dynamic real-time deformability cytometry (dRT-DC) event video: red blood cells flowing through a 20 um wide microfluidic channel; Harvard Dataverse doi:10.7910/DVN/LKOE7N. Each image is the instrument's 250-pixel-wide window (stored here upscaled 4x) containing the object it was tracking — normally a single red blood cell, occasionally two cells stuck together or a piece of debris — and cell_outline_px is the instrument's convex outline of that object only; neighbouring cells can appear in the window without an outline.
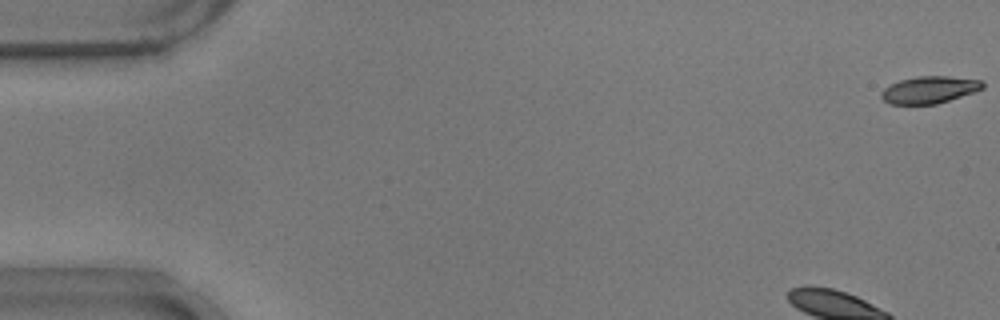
{"species": "common noctule bat (a hibernating species)", "species_latin": "Nyctalus noctula", "temperature_condition": "warm", "stored_images_in_passage": 53, "camera_frame_rate_fps": 3000, "um_per_image_px": 0.085, "animal": {"sex": "male", "body_mass_g": 17.9}, "frame": {"image": 1, "passage_image": 1, "time_ms": 0.0, "image_size_px": [1000, 320], "cell_outline_px": [[984, 88], [976, 92], [936, 104], [888, 104], [880, 96], [880, 92], [884, 88], [900, 80], [916, 76], [948, 76], [980, 80], [984, 84]], "centroid_in_image_um": [79.0, 7.63], "position_along_channel_um": 6.0, "area_um2": 16.07}}
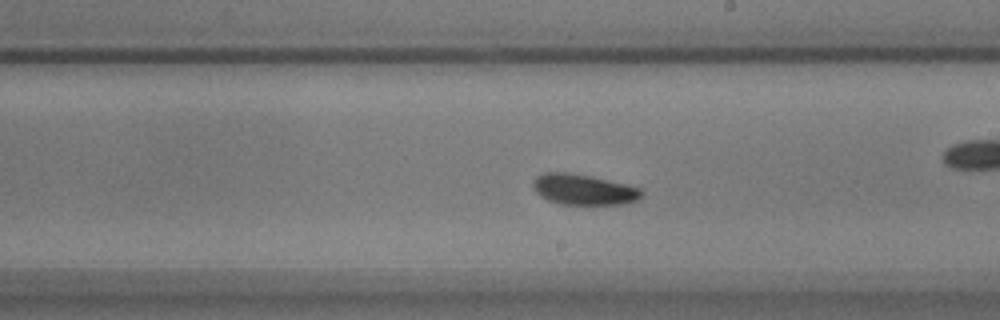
{"frame": {"image": 2, "passage_image": 29, "time_ms": 9.333, "image_size_px": [1000, 320], "cell_outline_px": [[644, 192], [636, 200], [624, 204], [560, 204], [548, 200], [540, 196], [536, 192], [532, 184], [532, 180], [536, 176], [544, 172], [564, 172], [592, 176], [640, 188]], "centroid_in_image_um": [49.56, 16.1], "position_along_channel_um": 239.4, "area_um2": 19.31}}
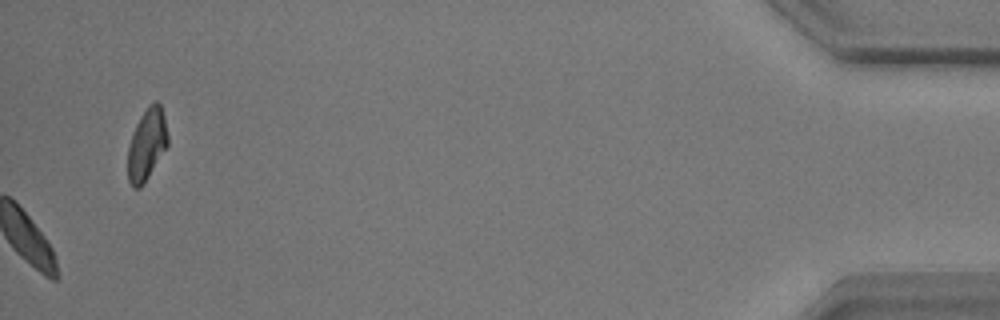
{"frame": {"image": 3, "passage_image": 53, "time_ms": 17.333, "image_size_px": [1000, 320], "cell_outline_px": [[168, 144], [144, 184], [140, 188], [132, 188], [128, 180], [128, 148], [132, 132], [140, 116], [148, 104], [156, 100], [160, 104], [164, 116], [168, 136]], "centroid_in_image_um": [12.47, 12.27], "position_along_channel_um": 422.7, "area_um2": 16.76}, "authors_computed_cell_mechanics": {"area_um2": 18.785, "velocity_mm_per_s": 3.6677, "shape_relaxation_time_tau1_ms": 1.4668, "shape_relaxation_time_tau2_ms": 5.1028, "deformation_change_tau1": 0.0831, "deformation_change_tau2": 0.1043}}